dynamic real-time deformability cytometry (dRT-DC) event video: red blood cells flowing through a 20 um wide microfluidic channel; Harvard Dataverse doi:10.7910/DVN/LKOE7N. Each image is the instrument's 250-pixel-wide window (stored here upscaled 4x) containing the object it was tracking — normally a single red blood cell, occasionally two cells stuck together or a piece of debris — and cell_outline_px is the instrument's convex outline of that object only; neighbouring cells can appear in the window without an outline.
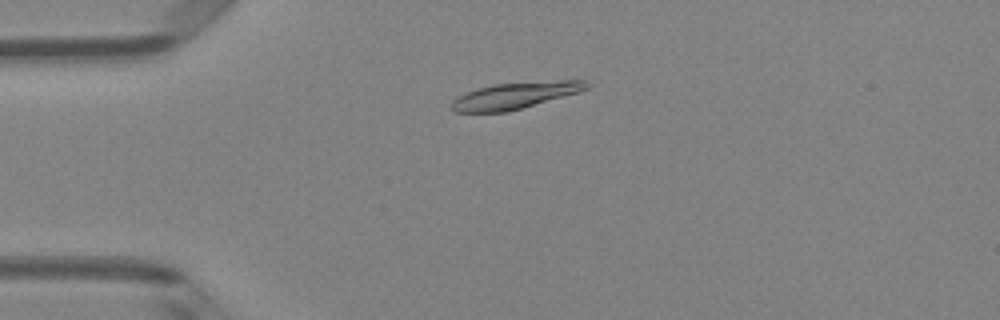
{"species": "Egyptian fruit bat (a non-hibernating species)", "species_latin": "Rousettus aegyptiacus", "temperature_condition": "room temperature", "stored_images_in_passage": 6, "camera_frame_rate_fps": 3000, "um_per_image_px": 0.085, "animal": {"sex": "female"}, "frame": {"image": 1, "passage_image": 4, "time_ms": 1.0, "image_size_px": [1000, 320], "cell_outline_px": [[592, 84], [588, 88], [580, 92], [508, 112], [456, 112], [452, 108], [452, 100], [476, 88], [492, 84], [560, 80], [588, 80]], "centroid_in_image_um": [43.85, 8.11], "position_along_channel_um": 41.1, "area_um2": 20.92}}
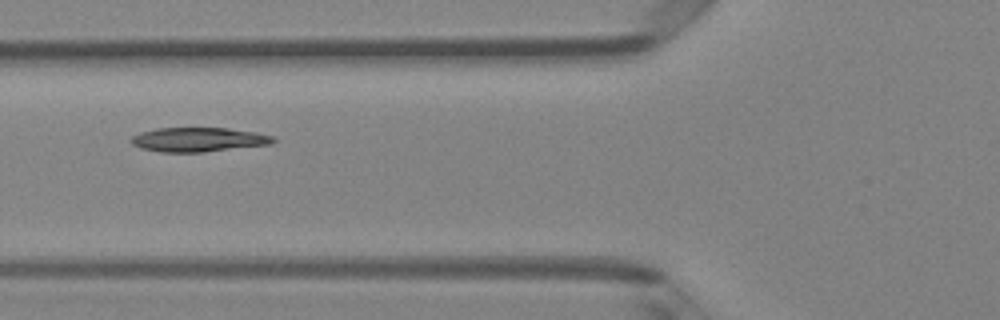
{"frame": {"image": 2, "passage_image": 6, "time_ms": 1.667, "image_size_px": [1000, 320], "cell_outline_px": [[276, 140], [272, 144], [204, 152], [160, 152], [140, 148], [132, 144], [128, 140], [132, 136], [140, 132], [156, 128], [228, 128], [256, 132], [276, 136]], "centroid_in_image_um": [16.87, 11.86], "position_along_channel_um": 108.9, "area_um2": 20.35}}